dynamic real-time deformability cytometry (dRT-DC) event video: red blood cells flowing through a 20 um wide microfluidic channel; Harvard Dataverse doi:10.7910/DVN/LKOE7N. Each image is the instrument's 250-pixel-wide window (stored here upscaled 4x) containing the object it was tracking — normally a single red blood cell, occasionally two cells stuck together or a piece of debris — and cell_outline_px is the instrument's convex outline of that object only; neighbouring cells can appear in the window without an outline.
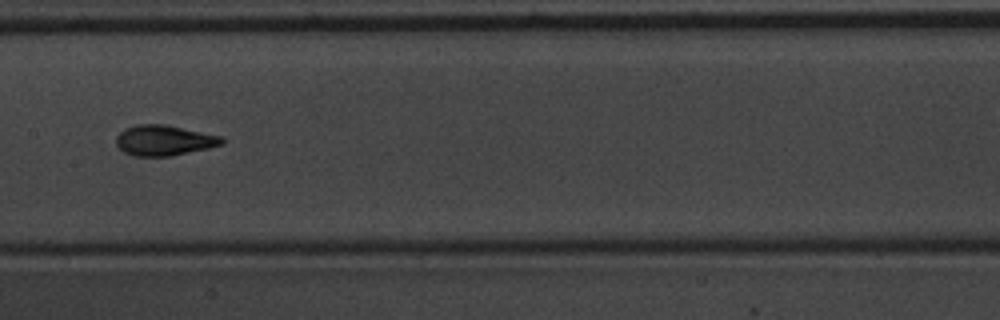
{"species": "common noctule bat (a hibernating species)", "species_latin": "Nyctalus noctula", "temperature_condition": "warm", "stored_images_in_passage": 9, "camera_frame_rate_fps": 3000, "um_per_image_px": 0.085, "animal": {"sex": "male", "body_mass_g": 20.1, "forearm_length_mm": 53.5}, "frame": {"image": 1, "passage_image": 6, "time_ms": 1.667, "image_size_px": [1000, 320], "cell_outline_px": [[224, 144], [208, 148], [172, 156], [136, 156], [124, 152], [116, 144], [116, 136], [124, 128], [136, 124], [164, 124], [220, 136], [224, 140]], "centroid_in_image_um": [13.92, 11.93], "position_along_channel_um": 193.5, "area_um2": 18.67}}
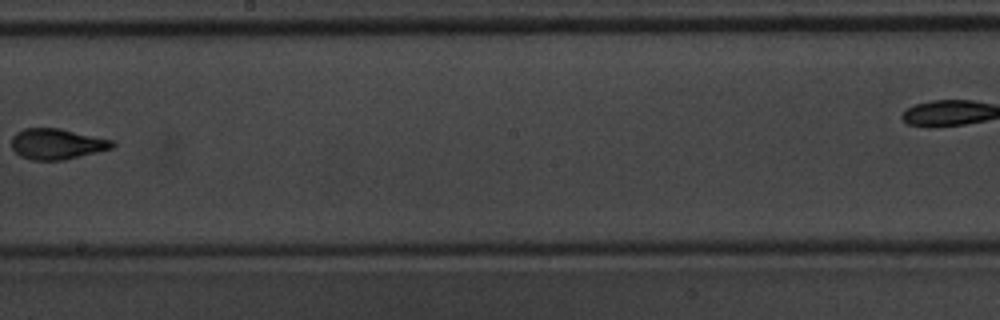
{"frame": {"image": 2, "passage_image": 7, "time_ms": 2.0, "image_size_px": [1000, 320], "cell_outline_px": [[116, 144], [112, 148], [64, 160], [32, 160], [20, 156], [12, 148], [12, 136], [16, 132], [24, 128], [60, 128], [112, 140]], "centroid_in_image_um": [4.81, 12.23], "position_along_channel_um": 243.4, "area_um2": 17.98}}